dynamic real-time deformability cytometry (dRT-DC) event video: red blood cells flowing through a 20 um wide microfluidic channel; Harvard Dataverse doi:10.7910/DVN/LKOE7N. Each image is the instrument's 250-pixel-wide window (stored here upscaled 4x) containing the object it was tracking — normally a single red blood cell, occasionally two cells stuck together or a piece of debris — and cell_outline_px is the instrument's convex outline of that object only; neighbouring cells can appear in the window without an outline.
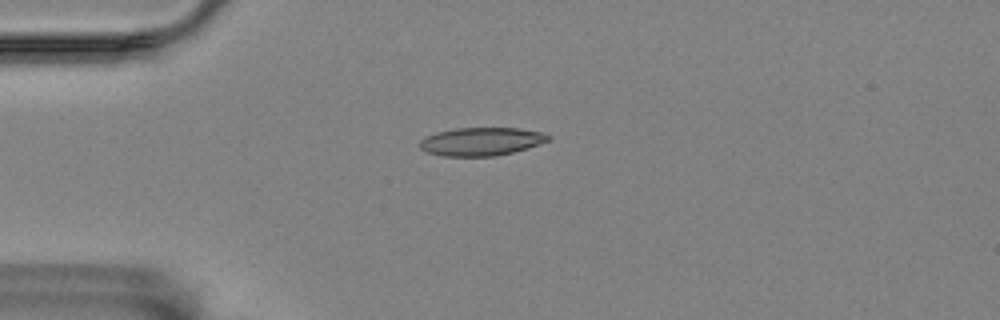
{"species": "Egyptian fruit bat (a non-hibernating species)", "species_latin": "Rousettus aegyptiacus", "temperature_condition": "room temperature", "stored_images_in_passage": 4, "camera_frame_rate_fps": 3000, "um_per_image_px": 0.085, "animal": {"sex": "female"}, "frame": {"image": 1, "passage_image": 4, "time_ms": 4.333, "image_size_px": [1000, 320], "cell_outline_px": [[552, 136], [548, 140], [540, 144], [512, 152], [496, 156], [444, 156], [428, 152], [420, 148], [420, 140], [424, 136], [436, 132], [456, 128], [520, 128], [540, 132]], "centroid_in_image_um": [40.89, 12.02], "position_along_channel_um": 44.1, "area_um2": 21.04}}